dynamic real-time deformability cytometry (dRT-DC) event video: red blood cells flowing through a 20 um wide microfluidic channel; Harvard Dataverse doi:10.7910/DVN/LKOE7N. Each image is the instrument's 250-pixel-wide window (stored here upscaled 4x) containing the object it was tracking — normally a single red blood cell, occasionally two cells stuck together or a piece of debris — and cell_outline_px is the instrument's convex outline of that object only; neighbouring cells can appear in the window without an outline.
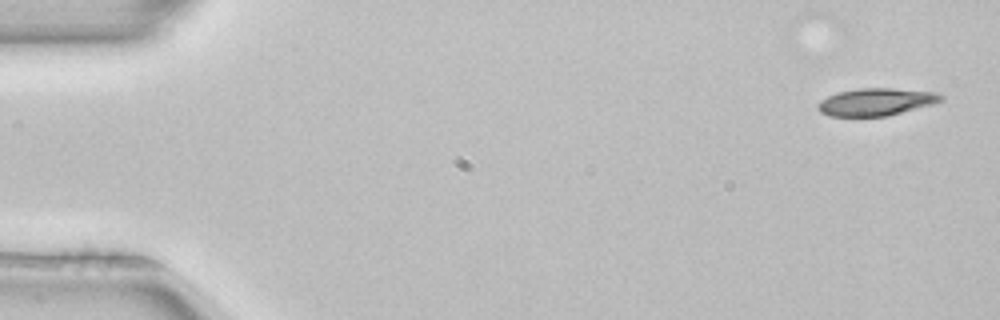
{"species": "common noctule bat (a hibernating species)", "species_latin": "Nyctalus noctula", "temperature_condition": "room temperature", "stored_images_in_passage": 49, "camera_frame_rate_fps": 3000, "um_per_image_px": 0.085, "animal": {"sex": "female", "body_mass_g": 22.7, "forearm_length_mm": 54.2}, "frame": {"image": 1, "passage_image": 1, "time_ms": 0.0, "image_size_px": [1000, 320], "cell_outline_px": [[944, 100], [932, 104], [888, 116], [828, 116], [820, 112], [816, 108], [816, 104], [820, 100], [836, 92], [856, 88], [892, 88], [936, 92], [944, 96]], "centroid_in_image_um": [74.43, 8.65], "position_along_channel_um": 10.6, "area_um2": 19.88}}
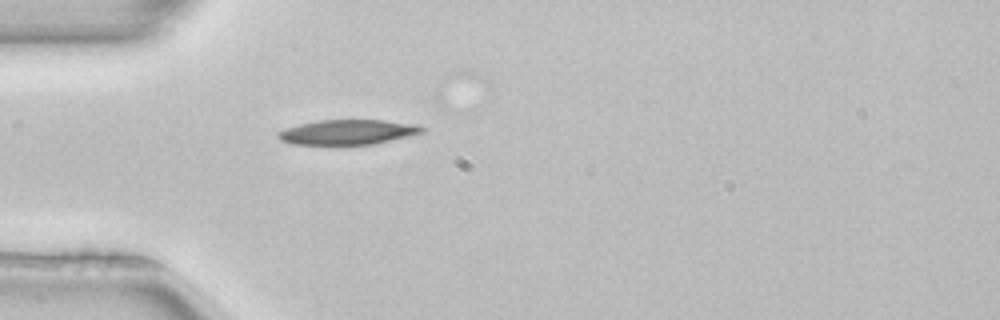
{"frame": {"image": 2, "passage_image": 14, "time_ms": 4.333, "image_size_px": [1000, 320], "cell_outline_px": [[428, 128], [424, 132], [408, 136], [372, 144], [292, 144], [280, 140], [276, 136], [276, 132], [284, 128], [300, 124], [320, 120], [384, 120], [416, 124]], "centroid_in_image_um": [29.55, 11.22], "position_along_channel_um": 55.4, "area_um2": 20.87}}
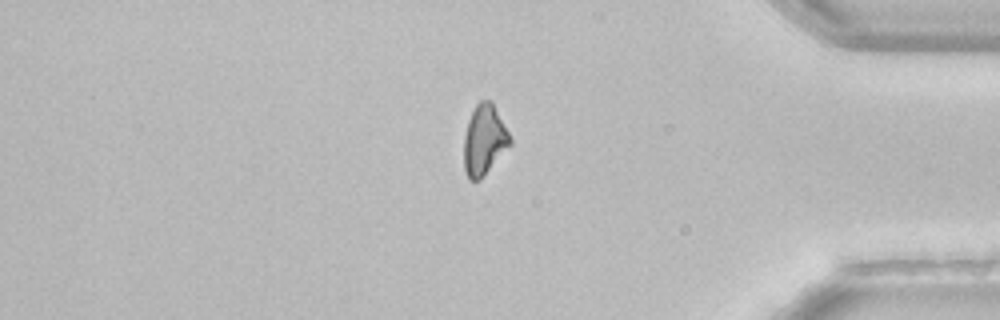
{"frame": {"image": 3, "passage_image": 42, "time_ms": 13.667, "image_size_px": [1000, 320], "cell_outline_px": [[512, 144], [480, 180], [468, 180], [464, 168], [464, 136], [468, 120], [476, 104], [480, 100], [492, 100], [512, 140]], "centroid_in_image_um": [41.16, 11.9], "position_along_channel_um": 394.0, "area_um2": 18.96}, "authors_computed_cell_mechanics": {"area_um2": 19.9988, "velocity_mm_per_s": 4.0019, "shape_relaxation_time_tau1_ms": 4.7137, "shape_relaxation_time_tau2_ms": null, "deformation_change_tau1": 0.1371, "deformation_change_tau2": null}}